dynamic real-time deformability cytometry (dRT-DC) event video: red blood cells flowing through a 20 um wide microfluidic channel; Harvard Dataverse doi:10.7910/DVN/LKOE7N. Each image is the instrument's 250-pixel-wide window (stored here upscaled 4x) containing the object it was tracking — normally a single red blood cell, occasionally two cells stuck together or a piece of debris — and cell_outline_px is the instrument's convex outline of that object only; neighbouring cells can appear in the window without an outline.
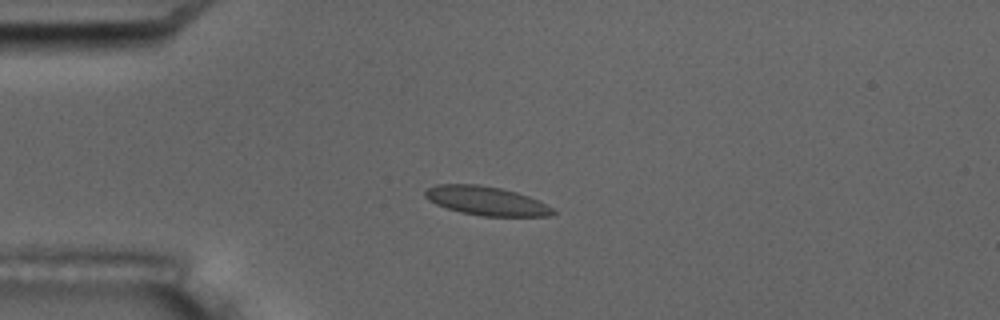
{"species": "common noctule bat (a hibernating species)", "species_latin": "Nyctalus noctula", "temperature_condition": "room temperature", "stored_images_in_passage": 8, "camera_frame_rate_fps": 3000, "um_per_image_px": 0.085, "animal": {"sex": "male", "body_mass_g": 17.5, "forearm_length_mm": 52.3}, "frame": {"image": 1, "passage_image": 5, "time_ms": 4.333, "image_size_px": [1000, 320], "cell_outline_px": [[556, 212], [552, 216], [480, 216], [460, 212], [436, 204], [428, 200], [424, 196], [424, 192], [428, 188], [436, 184], [480, 184], [500, 188], [516, 192], [528, 196], [552, 208]], "centroid_in_image_um": [41.3, 17.07], "position_along_channel_um": 43.7, "area_um2": 21.44}}